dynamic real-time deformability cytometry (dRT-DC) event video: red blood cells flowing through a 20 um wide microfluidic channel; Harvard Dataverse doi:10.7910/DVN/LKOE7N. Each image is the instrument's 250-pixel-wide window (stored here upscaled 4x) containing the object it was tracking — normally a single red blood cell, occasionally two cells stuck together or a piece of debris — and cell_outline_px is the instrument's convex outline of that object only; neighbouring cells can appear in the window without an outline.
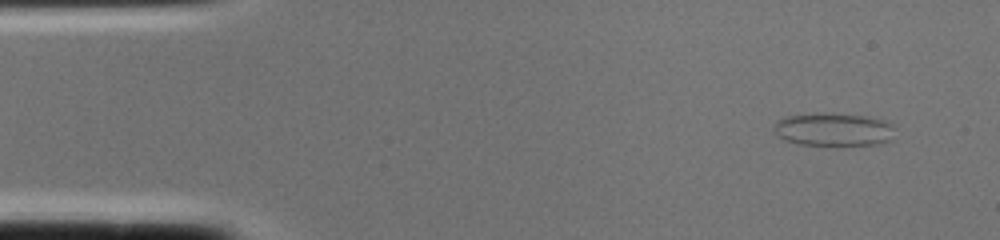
{"species": "common noctule bat (a hibernating species)", "species_latin": "Nyctalus noctula", "temperature_condition": "cold", "stored_images_in_passage": 1, "camera_frame_rate_fps": 3000, "um_per_image_px": 0.085, "animal": {"sex": "female", "body_mass_g": 22.0, "forearm_length_mm": 56.7}, "frame": {"image": 1, "passage_image": 1, "time_ms": 0.0, "image_size_px": [1000, 240], "cell_outline_px": [[892, 140], [880, 144], [800, 144], [784, 140], [772, 128], [784, 116], [816, 112], [820, 112], [864, 116], [880, 120], [892, 124]], "centroid_in_image_um": [70.82, 10.99], "position_along_channel_um": 14.2, "area_um2": 22.95}}